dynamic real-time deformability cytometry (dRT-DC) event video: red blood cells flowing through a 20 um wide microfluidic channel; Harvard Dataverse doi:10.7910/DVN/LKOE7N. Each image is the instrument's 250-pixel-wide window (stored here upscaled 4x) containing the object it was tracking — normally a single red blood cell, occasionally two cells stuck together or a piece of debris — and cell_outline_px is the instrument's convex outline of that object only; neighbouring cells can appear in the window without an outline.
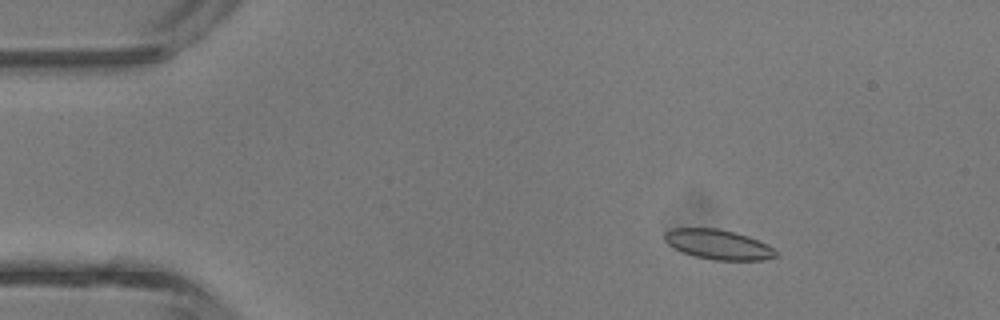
{"species": "common noctule bat (a hibernating species)", "species_latin": "Nyctalus noctula", "temperature_condition": "room temperature", "stored_images_in_passage": 38, "camera_frame_rate_fps": 3000, "um_per_image_px": 0.085, "animal": {"sex": "male", "body_mass_g": 13.3}, "frame": {"image": 1, "passage_image": 1, "time_ms": 0.0, "image_size_px": [1000, 320], "cell_outline_px": [[776, 256], [764, 260], [712, 260], [696, 256], [672, 248], [664, 240], [664, 232], [672, 228], [716, 228], [748, 236], [772, 248], [776, 252]], "centroid_in_image_um": [60.98, 20.78], "position_along_channel_um": 24.0, "area_um2": 19.07}}
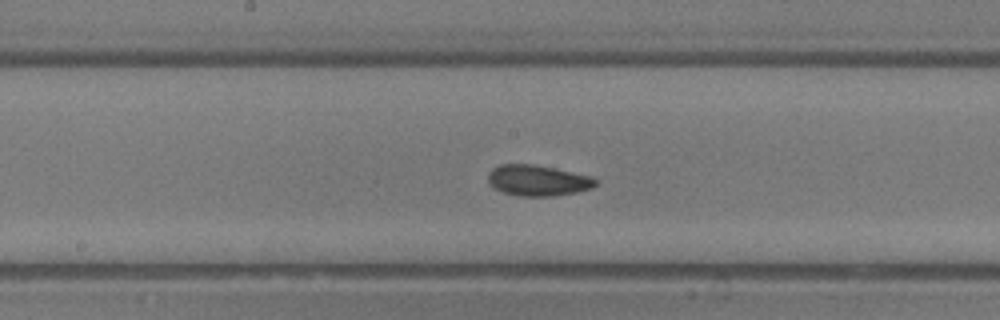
{"frame": {"image": 2, "passage_image": 17, "time_ms": 5.333, "image_size_px": [1000, 320], "cell_outline_px": [[596, 184], [592, 188], [576, 192], [552, 196], [520, 196], [504, 192], [496, 188], [488, 180], [488, 172], [492, 168], [500, 164], [532, 164], [592, 176], [596, 180]], "centroid_in_image_um": [45.71, 15.33], "position_along_channel_um": 202.5, "area_um2": 19.07}}
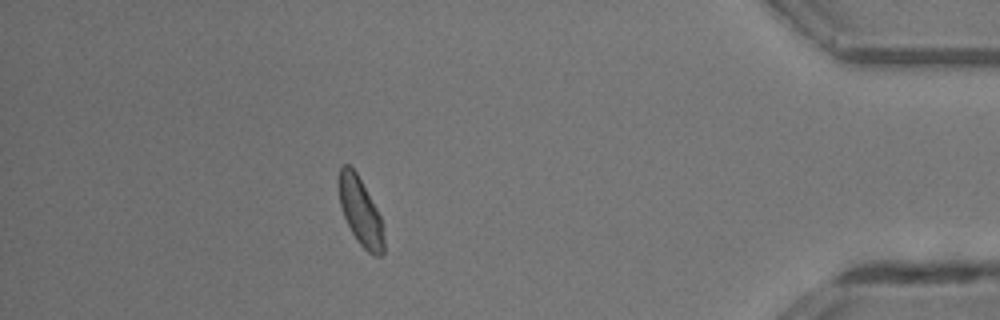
{"frame": {"image": 3, "passage_image": 33, "time_ms": 10.667, "image_size_px": [1000, 320], "cell_outline_px": [[384, 252], [380, 256], [372, 256], [356, 240], [344, 216], [340, 204], [336, 180], [340, 168], [344, 164], [348, 164], [356, 172], [376, 208], [380, 216], [384, 240]], "centroid_in_image_um": [30.6, 17.97], "position_along_channel_um": 404.6, "area_um2": 17.74}, "authors_computed_cell_mechanics": {"area_um2": 18.8428, "velocity_mm_per_s": 4.7271, "shape_relaxation_time_tau1_ms": 3.9634, "shape_relaxation_time_tau2_ms": 7.498, "deformation_change_tau1": 0.0849, "deformation_change_tau2": 0.118}}